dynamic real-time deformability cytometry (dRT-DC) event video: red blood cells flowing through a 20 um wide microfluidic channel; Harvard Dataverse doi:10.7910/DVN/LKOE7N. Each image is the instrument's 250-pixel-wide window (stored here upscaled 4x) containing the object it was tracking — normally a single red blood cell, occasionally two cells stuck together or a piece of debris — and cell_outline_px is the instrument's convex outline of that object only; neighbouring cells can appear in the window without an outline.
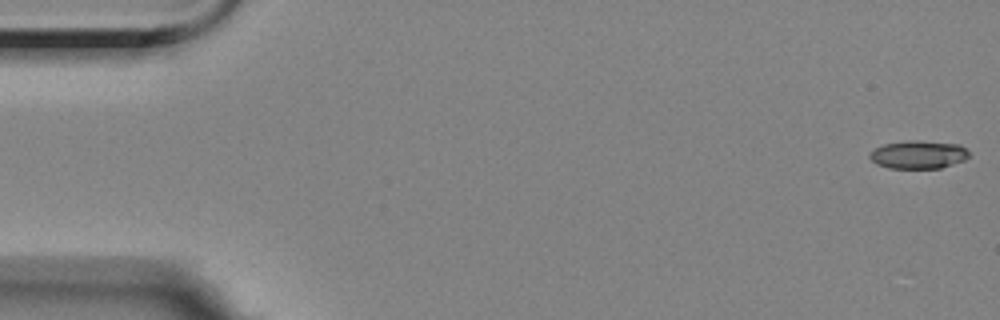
{"species": "Egyptian fruit bat (a non-hibernating species)", "species_latin": "Rousettus aegyptiacus", "temperature_condition": "room temperature", "stored_images_in_passage": 46, "camera_frame_rate_fps": 3000, "um_per_image_px": 0.085, "animal": {"sex": "female"}, "frame": {"image": 1, "passage_image": 1, "time_ms": 0.0, "image_size_px": [1000, 320], "cell_outline_px": [[968, 156], [964, 160], [940, 168], [888, 168], [876, 164], [868, 156], [876, 148], [884, 144], [908, 140], [916, 140], [960, 144], [968, 152]], "centroid_in_image_um": [78.05, 13.14], "position_along_channel_um": 7.0, "area_um2": 16.13}}
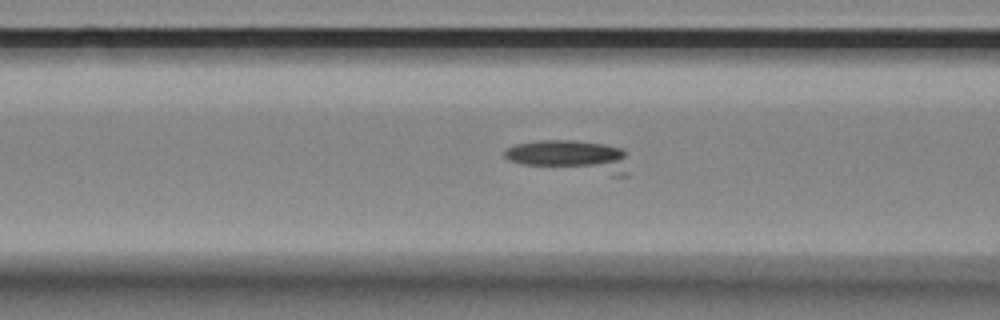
{"frame": {"image": 2, "passage_image": 22, "time_ms": 7.0, "image_size_px": [1000, 320], "cell_outline_px": [[628, 176], [612, 176], [524, 164], [508, 160], [504, 156], [504, 152], [508, 148], [516, 144], [540, 140], [576, 140], [604, 144], [624, 148]], "centroid_in_image_um": [48.54, 13.29], "position_along_channel_um": 118.1, "area_um2": 23.41}}
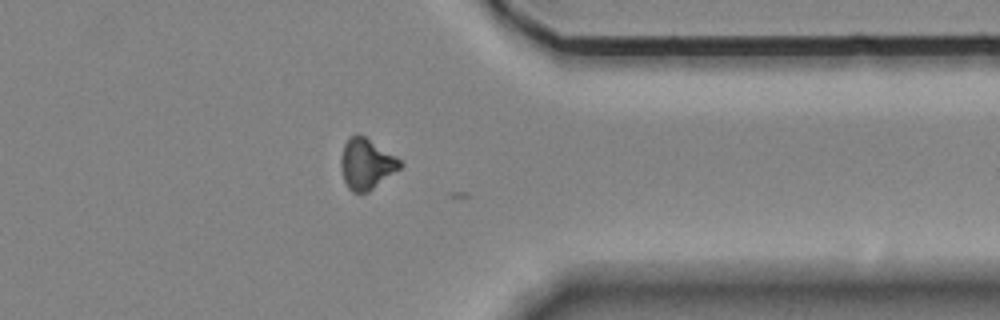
{"frame": {"image": 3, "passage_image": 45, "time_ms": 14.667, "image_size_px": [1000, 320], "cell_outline_px": [[404, 164], [400, 168], [368, 192], [352, 192], [348, 188], [344, 180], [340, 164], [340, 160], [344, 144], [348, 136], [356, 132], [364, 136], [400, 160]], "centroid_in_image_um": [31.1, 13.91], "position_along_channel_um": 380.3, "area_um2": 17.28}}